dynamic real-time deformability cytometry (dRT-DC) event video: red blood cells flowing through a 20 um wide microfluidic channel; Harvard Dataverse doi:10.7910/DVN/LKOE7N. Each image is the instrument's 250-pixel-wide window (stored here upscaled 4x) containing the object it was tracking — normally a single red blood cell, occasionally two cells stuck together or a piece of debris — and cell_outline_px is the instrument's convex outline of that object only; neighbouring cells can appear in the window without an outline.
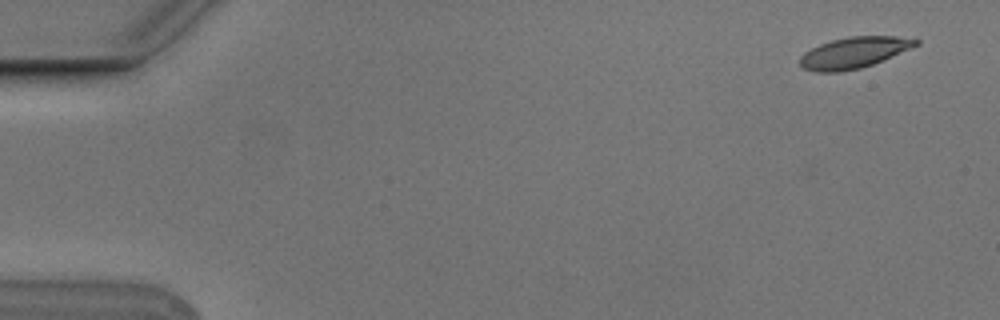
{"species": "Egyptian fruit bat (a non-hibernating species)", "species_latin": "Rousettus aegyptiacus", "temperature_condition": "cold", "stored_images_in_passage": 4, "camera_frame_rate_fps": 3000, "um_per_image_px": 0.085, "animal": {"sex": "male"}, "frame": {"image": 1, "passage_image": 1, "time_ms": 0.0, "image_size_px": [1000, 320], "cell_outline_px": [[920, 44], [872, 64], [860, 68], [840, 72], [816, 72], [804, 68], [800, 64], [800, 56], [804, 52], [820, 44], [832, 40], [848, 36], [896, 36], [920, 40]], "centroid_in_image_um": [72.56, 4.47], "position_along_channel_um": 12.4, "area_um2": 20.81}}